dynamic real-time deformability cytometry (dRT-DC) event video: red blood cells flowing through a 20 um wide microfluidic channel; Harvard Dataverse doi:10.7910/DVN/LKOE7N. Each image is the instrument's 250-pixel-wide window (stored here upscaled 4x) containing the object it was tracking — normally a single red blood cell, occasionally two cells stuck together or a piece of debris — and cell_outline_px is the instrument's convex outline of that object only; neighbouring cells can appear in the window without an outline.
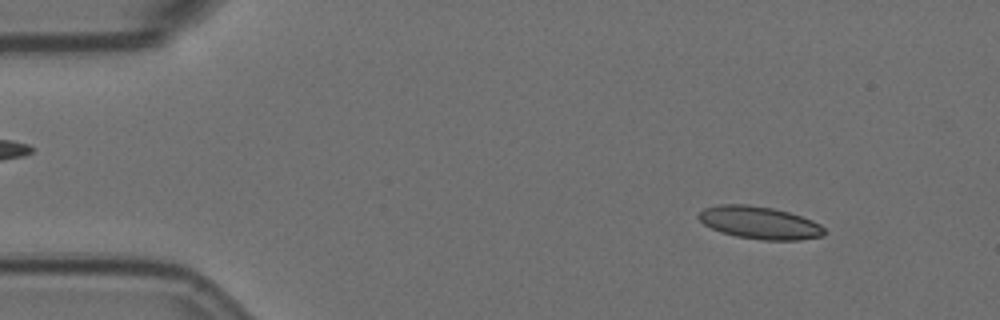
{"species": "Egyptian fruit bat (a non-hibernating species)", "species_latin": "Rousettus aegyptiacus", "temperature_condition": "room temperature", "stored_images_in_passage": 56, "camera_frame_rate_fps": 3000, "um_per_image_px": 0.085, "animal": {"sex": "female"}, "frame": {"image": 1, "passage_image": 6, "time_ms": 1.667, "image_size_px": [1000, 320], "cell_outline_px": [[824, 236], [800, 240], [764, 240], [736, 236], [720, 232], [704, 224], [696, 216], [704, 208], [720, 204], [748, 204], [772, 208], [788, 212], [812, 220], [820, 224], [824, 228]], "centroid_in_image_um": [64.55, 18.93], "position_along_channel_um": 20.4, "area_um2": 23.81}}
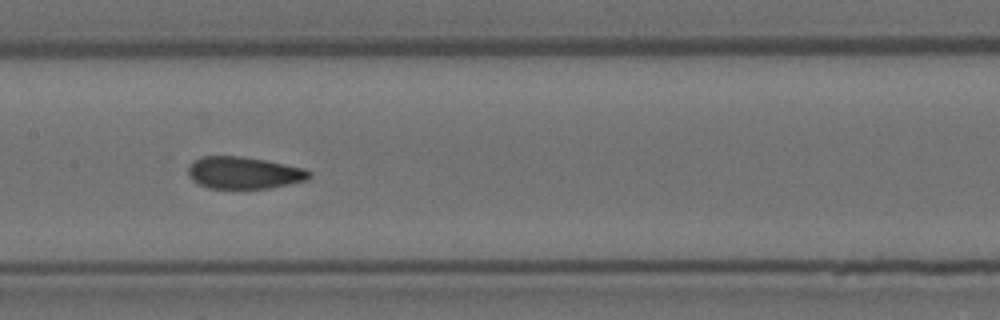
{"frame": {"image": 2, "passage_image": 27, "time_ms": 8.667, "image_size_px": [1000, 320], "cell_outline_px": [[312, 176], [308, 180], [268, 188], [208, 188], [192, 180], [188, 176], [188, 164], [192, 160], [204, 156], [240, 156], [264, 160], [304, 168], [312, 172]], "centroid_in_image_um": [20.71, 14.68], "position_along_channel_um": 186.7, "area_um2": 22.66}}
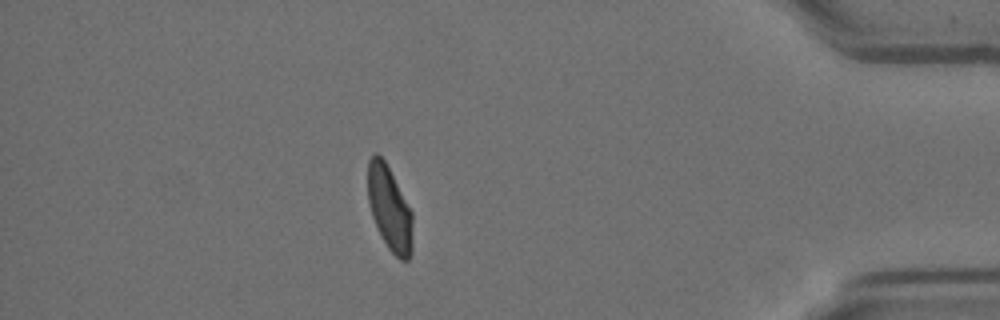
{"frame": {"image": 3, "passage_image": 49, "time_ms": 16.0, "image_size_px": [1000, 320], "cell_outline_px": [[412, 252], [408, 260], [400, 260], [388, 248], [372, 216], [368, 200], [368, 160], [376, 152], [384, 160], [412, 212]], "centroid_in_image_um": [33.11, 17.73], "position_along_channel_um": 402.1, "area_um2": 21.62}, "authors_computed_cell_mechanics": {"area_um2": 23.3223, "velocity_mm_per_s": 3.5502, "shape_relaxation_time_tau1_ms": 5.5508, "shape_relaxation_time_tau2_ms": 1.1277, "deformation_change_tau1": 0.1553, "deformation_change_tau2": 0.0721}}